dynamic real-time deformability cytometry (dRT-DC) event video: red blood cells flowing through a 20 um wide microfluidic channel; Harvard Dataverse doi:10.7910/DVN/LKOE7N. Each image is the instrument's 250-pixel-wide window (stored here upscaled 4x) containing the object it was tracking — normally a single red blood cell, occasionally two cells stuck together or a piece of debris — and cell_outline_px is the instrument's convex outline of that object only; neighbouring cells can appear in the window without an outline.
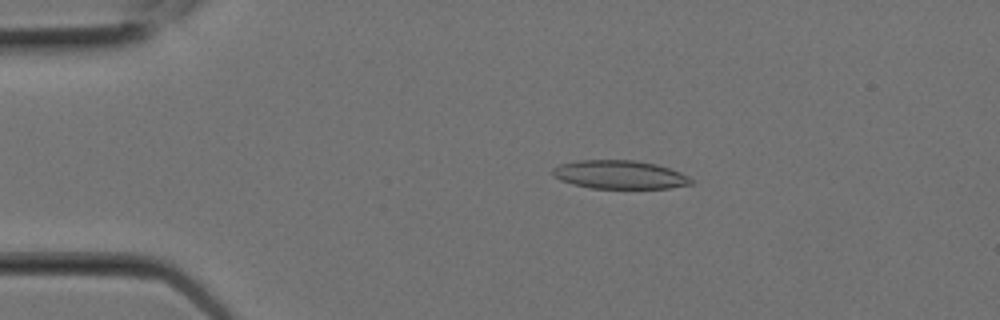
{"species": "Egyptian fruit bat (a non-hibernating species)", "species_latin": "Rousettus aegyptiacus", "temperature_condition": "room temperature", "stored_images_in_passage": 6, "camera_frame_rate_fps": 3000, "um_per_image_px": 0.085, "animal": {"sex": "female"}, "frame": {"image": 1, "passage_image": 4, "time_ms": 1.0, "image_size_px": [1000, 320], "cell_outline_px": [[696, 180], [692, 184], [668, 188], [592, 188], [572, 184], [560, 180], [552, 176], [552, 168], [560, 164], [580, 160], [636, 160], [656, 164], [680, 172]], "centroid_in_image_um": [52.67, 14.84], "position_along_channel_um": 32.3, "area_um2": 23.06}}